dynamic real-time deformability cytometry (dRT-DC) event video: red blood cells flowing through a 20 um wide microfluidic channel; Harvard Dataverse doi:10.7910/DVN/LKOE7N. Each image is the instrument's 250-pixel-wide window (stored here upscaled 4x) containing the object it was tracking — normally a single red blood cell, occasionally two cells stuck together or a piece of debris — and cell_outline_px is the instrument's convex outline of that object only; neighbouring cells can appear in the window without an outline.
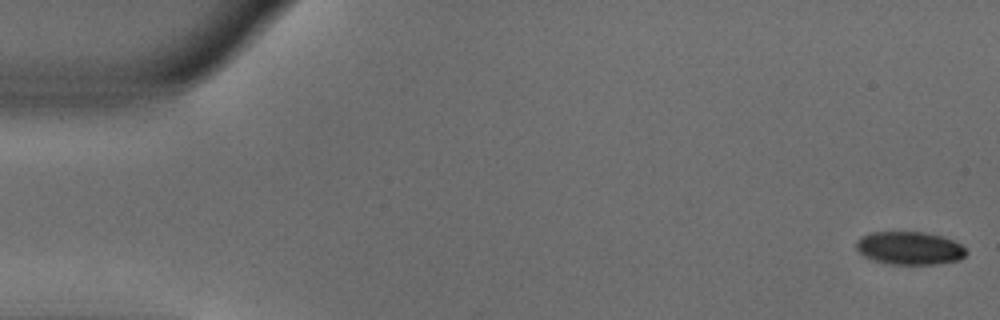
{"species": "common noctule bat (a hibernating species)", "species_latin": "Nyctalus noctula", "temperature_condition": "warm", "stored_images_in_passage": 53, "camera_frame_rate_fps": 3000, "um_per_image_px": 0.085, "animal": {"sex": "male", "body_mass_g": 18.8}, "frame": {"image": 1, "passage_image": 1, "time_ms": 0.0, "image_size_px": [1000, 320], "cell_outline_px": [[968, 252], [960, 260], [932, 264], [888, 264], [872, 260], [864, 256], [856, 248], [856, 240], [860, 236], [872, 232], [924, 232], [944, 236], [960, 244]], "centroid_in_image_um": [77.29, 21.08], "position_along_channel_um": 7.7, "area_um2": 21.27}}
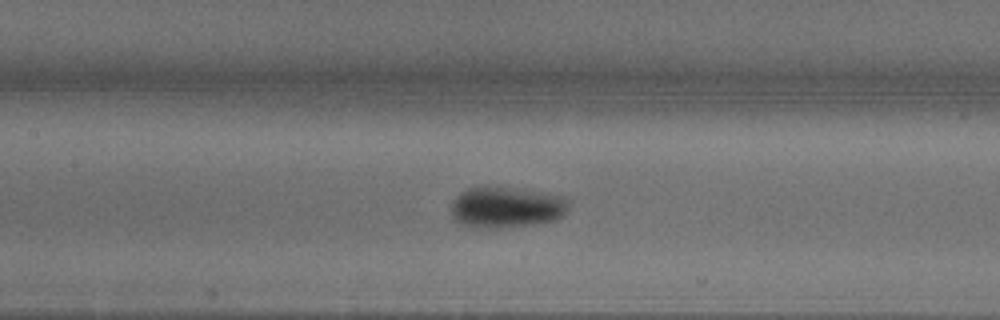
{"frame": {"image": 2, "passage_image": 24, "time_ms": 7.667, "image_size_px": [1000, 320], "cell_outline_px": [[568, 212], [564, 216], [556, 220], [536, 224], [504, 228], [468, 228], [460, 224], [452, 216], [452, 200], [460, 192], [468, 188], [512, 188], [544, 192], [564, 196], [568, 200]], "centroid_in_image_um": [43.06, 17.65], "position_along_channel_um": 164.3, "area_um2": 28.44}}
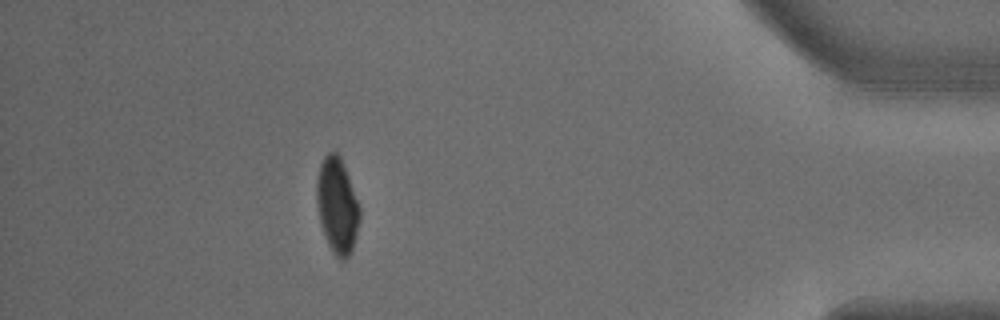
{"frame": {"image": 3, "passage_image": 47, "time_ms": 15.333, "image_size_px": [1000, 320], "cell_outline_px": [[360, 216], [352, 248], [348, 256], [344, 260], [340, 260], [332, 252], [328, 244], [320, 220], [316, 200], [316, 180], [320, 164], [324, 156], [328, 152], [336, 152], [340, 156], [360, 204]], "centroid_in_image_um": [28.65, 17.44], "position_along_channel_um": 406.5, "area_um2": 23.81}, "authors_computed_cell_mechanics": {"area_um2": 24.1026, "velocity_mm_per_s": 3.8201, "shape_relaxation_time_tau1_ms": 6.0934, "shape_relaxation_time_tau2_ms": null, "deformation_change_tau1": 0.1975, "deformation_change_tau2": null}}